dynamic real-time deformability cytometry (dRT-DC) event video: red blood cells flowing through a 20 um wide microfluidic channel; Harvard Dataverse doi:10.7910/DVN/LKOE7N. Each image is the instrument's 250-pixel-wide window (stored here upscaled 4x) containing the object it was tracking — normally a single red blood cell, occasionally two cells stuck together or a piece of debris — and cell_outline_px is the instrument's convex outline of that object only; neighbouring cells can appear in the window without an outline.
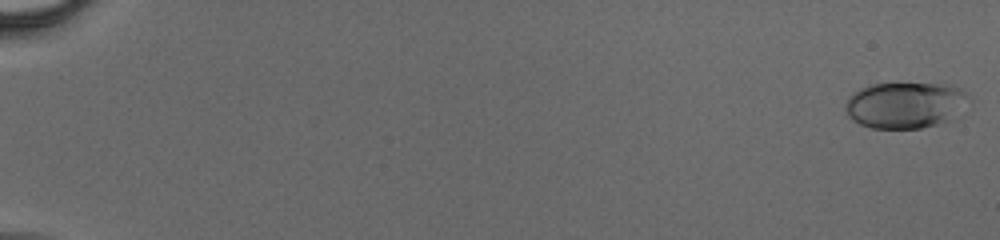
{"species": "human", "species_latin": "Homo sapiens", "temperature_condition": "cold", "stored_images_in_passage": 57, "camera_frame_rate_fps": 3000, "um_per_image_px": 0.085, "donor": {"sex": "male"}, "frame": {"image": 1, "passage_image": 1, "time_ms": 0.0, "image_size_px": [1000, 240], "cell_outline_px": [[972, 100], [964, 116], [952, 120], [920, 128], [872, 128], [860, 124], [852, 120], [848, 116], [848, 96], [852, 92], [872, 84], [948, 84], [960, 88], [968, 92]], "centroid_in_image_um": [77.11, 8.94], "position_along_channel_um": 7.9, "area_um2": 33.93}}
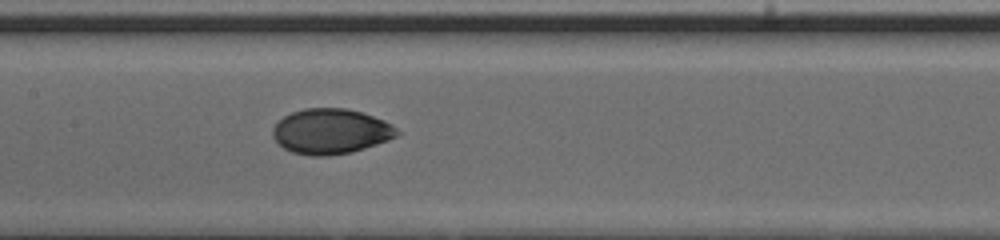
{"frame": {"image": 2, "passage_image": 31, "time_ms": 10.0, "image_size_px": [1000, 240], "cell_outline_px": [[404, 132], [388, 140], [352, 152], [328, 156], [312, 156], [292, 152], [284, 148], [272, 136], [272, 128], [284, 116], [292, 112], [304, 108], [344, 108], [360, 112], [384, 120], [392, 124]], "centroid_in_image_um": [28.14, 11.17], "position_along_channel_um": 179.3, "area_um2": 32.77}}
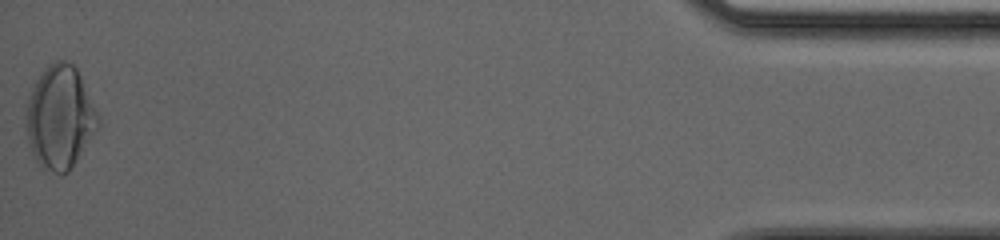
{"frame": {"image": 3, "passage_image": 57, "time_ms": 18.667, "image_size_px": [1000, 240], "cell_outline_px": [[100, 124], [68, 172], [56, 172], [44, 168], [36, 160], [32, 152], [24, 128], [24, 116], [28, 100], [32, 88], [36, 80], [44, 68], [48, 64], [56, 60], [64, 60], [72, 64], [76, 68], [100, 116]], "centroid_in_image_um": [5.07, 9.94], "position_along_channel_um": 430.1, "area_um2": 43.0}}